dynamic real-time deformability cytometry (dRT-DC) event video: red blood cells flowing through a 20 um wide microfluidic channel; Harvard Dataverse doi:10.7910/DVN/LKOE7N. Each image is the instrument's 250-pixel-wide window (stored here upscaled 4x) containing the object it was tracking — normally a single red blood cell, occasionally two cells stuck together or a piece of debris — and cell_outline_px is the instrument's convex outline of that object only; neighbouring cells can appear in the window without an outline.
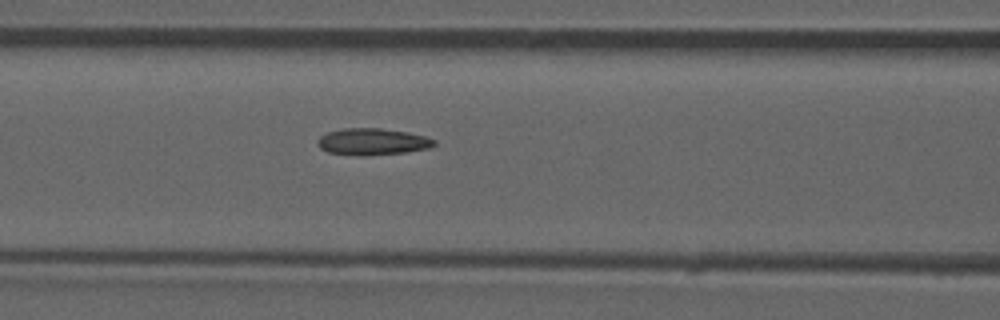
{"species": "common noctule bat (a hibernating species)", "species_latin": "Nyctalus noctula", "temperature_condition": "room temperature", "stored_images_in_passage": 50, "camera_frame_rate_fps": 3000, "um_per_image_px": 0.085, "animal": {"sex": "male", "forearm_length_mm": 52.5}, "frame": {"image": 1, "passage_image": 22, "time_ms": 7.0, "image_size_px": [1000, 320], "cell_outline_px": [[436, 144], [432, 148], [408, 152], [364, 156], [360, 156], [328, 152], [320, 148], [316, 144], [316, 140], [320, 136], [328, 132], [344, 128], [380, 128], [408, 132], [424, 136], [436, 140]], "centroid_in_image_um": [31.67, 12.05], "position_along_channel_um": 134.9, "area_um2": 18.38}}